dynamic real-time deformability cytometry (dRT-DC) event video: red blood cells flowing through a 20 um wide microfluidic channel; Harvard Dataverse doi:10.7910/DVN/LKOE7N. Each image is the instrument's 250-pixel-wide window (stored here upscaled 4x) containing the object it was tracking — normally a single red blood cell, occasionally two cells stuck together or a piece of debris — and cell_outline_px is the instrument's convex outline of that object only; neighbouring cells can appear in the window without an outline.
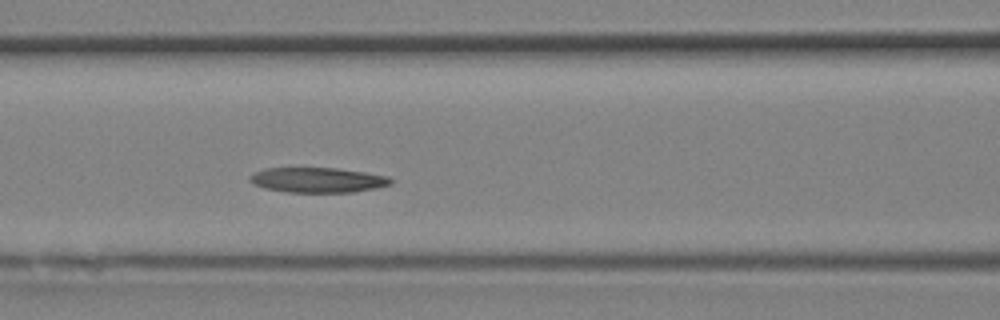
{"species": "Egyptian fruit bat (a non-hibernating species)", "species_latin": "Rousettus aegyptiacus", "temperature_condition": "room temperature", "stored_images_in_passage": 10, "camera_frame_rate_fps": 3000, "um_per_image_px": 0.085, "animal": {"sex": "female"}, "frame": {"image": 1, "passage_image": 10, "time_ms": 3.0, "image_size_px": [1000, 320], "cell_outline_px": [[392, 184], [352, 192], [288, 192], [264, 188], [252, 184], [248, 180], [248, 176], [252, 172], [264, 168], [336, 168], [364, 172], [388, 176], [392, 180]], "centroid_in_image_um": [26.92, 15.29], "position_along_channel_um": 139.7, "area_um2": 20.58}}